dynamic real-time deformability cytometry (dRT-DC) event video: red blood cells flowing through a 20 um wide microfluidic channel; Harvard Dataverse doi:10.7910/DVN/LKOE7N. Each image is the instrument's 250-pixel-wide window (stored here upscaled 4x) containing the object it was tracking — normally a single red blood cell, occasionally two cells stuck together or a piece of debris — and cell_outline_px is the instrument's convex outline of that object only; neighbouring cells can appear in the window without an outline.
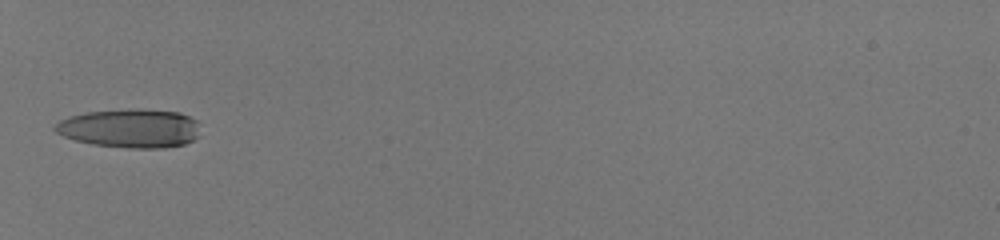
{"species": "human", "species_latin": "Homo sapiens", "temperature_condition": "room temperature", "stored_images_in_passage": 32, "camera_frame_rate_fps": 3000, "um_per_image_px": 0.085, "donor": {"sex": "male"}, "frame": {"image": 1, "passage_image": 1, "time_ms": 0.0, "image_size_px": [1000, 240], "cell_outline_px": [[200, 136], [184, 144], [164, 148], [128, 148], [92, 144], [76, 140], [64, 136], [56, 132], [52, 128], [60, 120], [68, 116], [84, 112], [136, 108], [180, 112], [196, 120]], "centroid_in_image_um": [11.05, 10.9], "position_along_channel_um": 73.9, "area_um2": 33.06}}
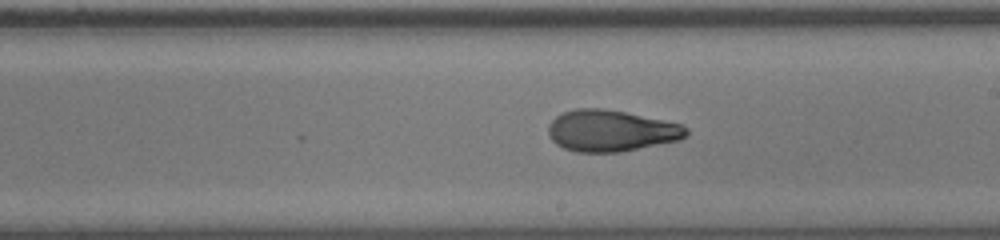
{"frame": {"image": 2, "passage_image": 14, "time_ms": 4.333, "image_size_px": [1000, 240], "cell_outline_px": [[688, 136], [680, 140], [620, 152], [576, 152], [564, 148], [556, 144], [552, 140], [548, 132], [548, 124], [556, 116], [564, 112], [576, 108], [604, 108], [684, 124], [688, 128]], "centroid_in_image_um": [51.96, 11.11], "position_along_channel_um": 237.0, "area_um2": 33.47}}
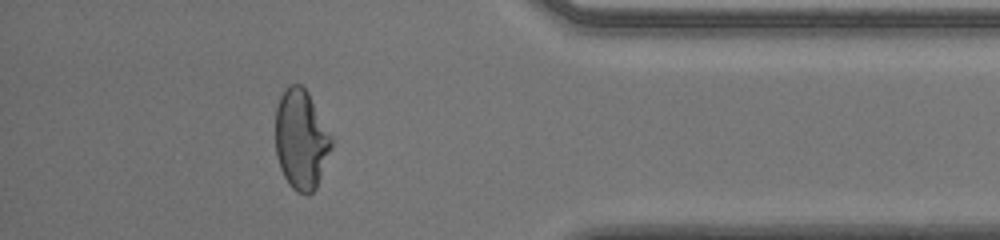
{"frame": {"image": 3, "passage_image": 28, "time_ms": 9.0, "image_size_px": [1000, 240], "cell_outline_px": [[332, 148], [316, 188], [308, 196], [296, 192], [288, 184], [280, 168], [276, 156], [276, 104], [284, 88], [288, 84], [300, 84], [308, 92], [332, 140]], "centroid_in_image_um": [25.57, 11.87], "position_along_channel_um": 409.6, "area_um2": 32.54}, "authors_computed_cell_mechanics": {"area_um2": 33.1772, "velocity_mm_per_s": 4.0557, "shape_relaxation_time_tau1_ms": 9.9112, "shape_relaxation_time_tau2_ms": 1.2754, "deformation_change_tau1": 0.3404, "deformation_change_tau2": 0.0732}}